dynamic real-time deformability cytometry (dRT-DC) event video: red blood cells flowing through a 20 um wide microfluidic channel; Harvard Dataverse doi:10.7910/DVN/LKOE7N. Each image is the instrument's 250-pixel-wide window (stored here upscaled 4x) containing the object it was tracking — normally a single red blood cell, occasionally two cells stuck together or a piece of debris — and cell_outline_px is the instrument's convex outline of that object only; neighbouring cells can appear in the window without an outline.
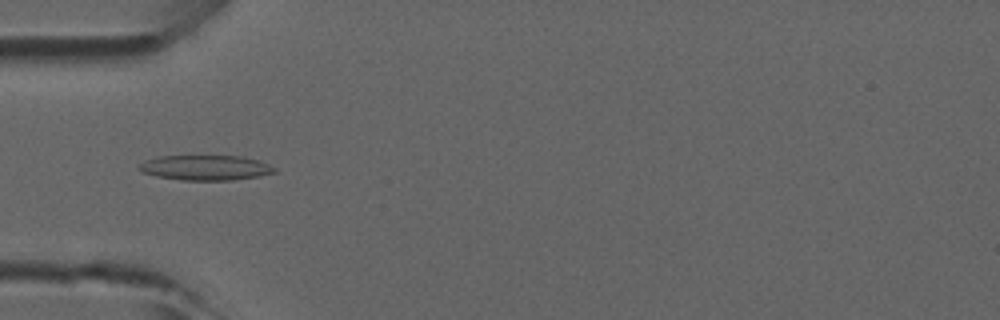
{"species": "common noctule bat (a hibernating species)", "species_latin": "Nyctalus noctula", "temperature_condition": "room temperature", "stored_images_in_passage": 46, "camera_frame_rate_fps": 3000, "um_per_image_px": 0.085, "animal": {"sex": "male", "forearm_length_mm": 52.5}, "frame": {"image": 1, "passage_image": 14, "time_ms": 4.333, "image_size_px": [1000, 320], "cell_outline_px": [[276, 172], [260, 176], [232, 180], [180, 180], [156, 176], [140, 172], [136, 168], [144, 160], [156, 156], [240, 156], [256, 160], [268, 164], [276, 168]], "centroid_in_image_um": [17.41, 14.25], "position_along_channel_um": 67.6, "area_um2": 19.88}}
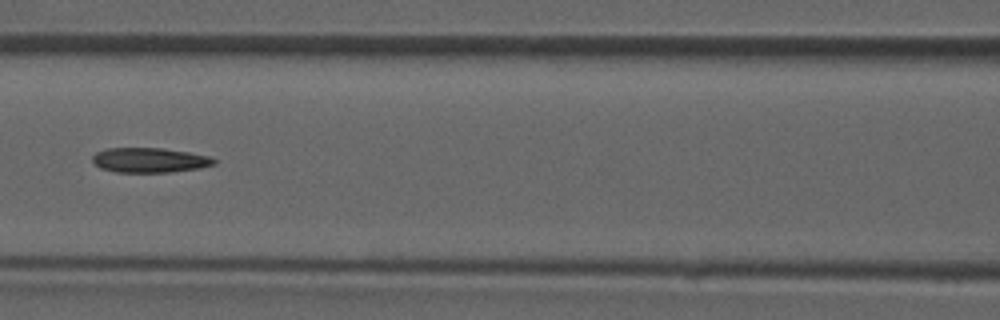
{"frame": {"image": 2, "passage_image": 20, "time_ms": 6.333, "image_size_px": [1000, 320], "cell_outline_px": [[216, 164], [200, 168], [168, 172], [116, 172], [100, 168], [92, 160], [92, 156], [96, 152], [108, 148], [160, 148], [188, 152], [208, 156], [216, 160]], "centroid_in_image_um": [12.71, 13.61], "position_along_channel_um": 153.9, "area_um2": 17.46}}